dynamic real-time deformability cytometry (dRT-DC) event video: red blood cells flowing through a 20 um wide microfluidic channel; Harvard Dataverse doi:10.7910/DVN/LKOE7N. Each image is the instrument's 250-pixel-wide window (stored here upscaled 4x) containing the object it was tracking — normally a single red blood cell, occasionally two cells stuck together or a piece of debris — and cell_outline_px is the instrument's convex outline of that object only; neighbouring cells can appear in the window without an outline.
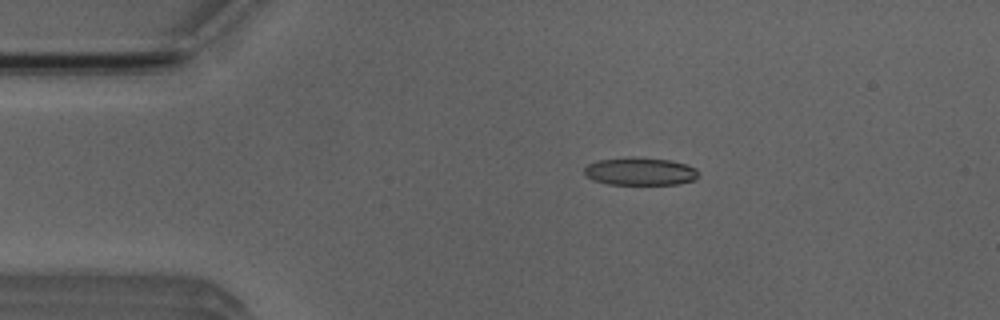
{"species": "Egyptian fruit bat (a non-hibernating species)", "species_latin": "Rousettus aegyptiacus", "temperature_condition": "room temperature", "stored_images_in_passage": 51, "camera_frame_rate_fps": 3000, "um_per_image_px": 0.085, "animal": {"sex": "male"}, "frame": {"image": 1, "passage_image": 9, "time_ms": 2.667, "image_size_px": [1000, 320], "cell_outline_px": [[700, 176], [696, 180], [680, 184], [608, 184], [592, 180], [584, 176], [584, 168], [588, 164], [596, 160], [632, 156], [672, 160], [696, 168]], "centroid_in_image_um": [54.4, 14.56], "position_along_channel_um": 30.6, "area_um2": 18.9}}
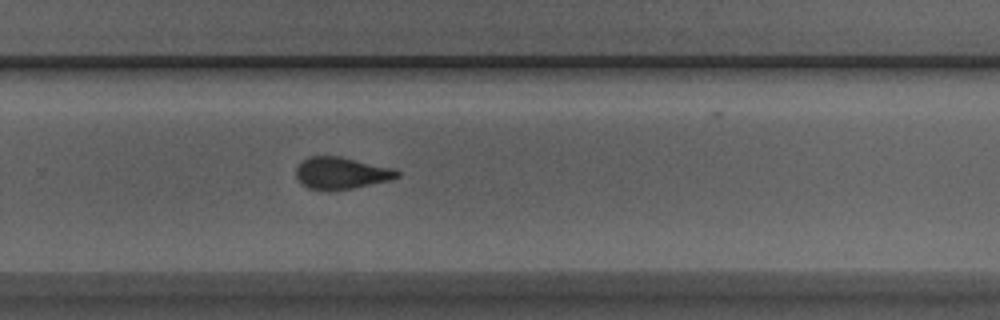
{"frame": {"image": 2, "passage_image": 33, "time_ms": 10.667, "image_size_px": [1000, 320], "cell_outline_px": [[400, 176], [392, 180], [352, 188], [308, 188], [296, 176], [296, 168], [308, 156], [340, 156], [392, 168], [400, 172]], "centroid_in_image_um": [29.05, 14.68], "position_along_channel_um": 300.7, "area_um2": 18.21}}
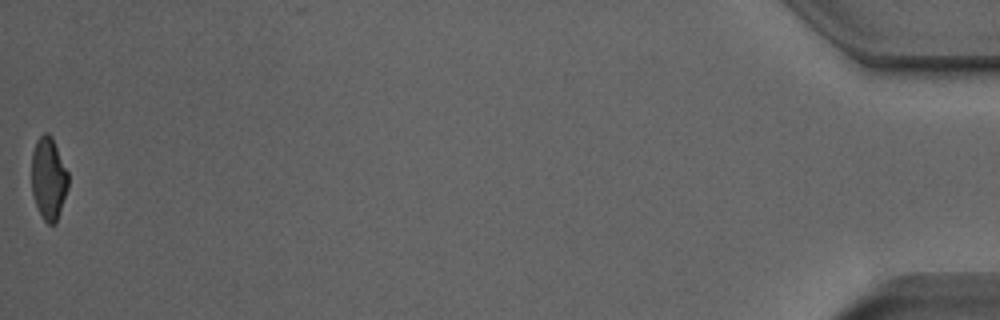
{"frame": {"image": 3, "passage_image": 51, "time_ms": 16.667, "image_size_px": [1000, 320], "cell_outline_px": [[68, 188], [56, 224], [48, 224], [40, 216], [32, 192], [32, 152], [36, 140], [44, 132], [48, 132], [52, 136], [68, 172]], "centroid_in_image_um": [4.13, 15.17], "position_along_channel_um": 431.1, "area_um2": 17.74}, "authors_computed_cell_mechanics": {"area_um2": 18.8428, "velocity_mm_per_s": 3.9501, "shape_relaxation_time_tau1_ms": null, "shape_relaxation_time_tau2_ms": 1.4902, "deformation_change_tau1": null, "deformation_change_tau2": 0.0879}}